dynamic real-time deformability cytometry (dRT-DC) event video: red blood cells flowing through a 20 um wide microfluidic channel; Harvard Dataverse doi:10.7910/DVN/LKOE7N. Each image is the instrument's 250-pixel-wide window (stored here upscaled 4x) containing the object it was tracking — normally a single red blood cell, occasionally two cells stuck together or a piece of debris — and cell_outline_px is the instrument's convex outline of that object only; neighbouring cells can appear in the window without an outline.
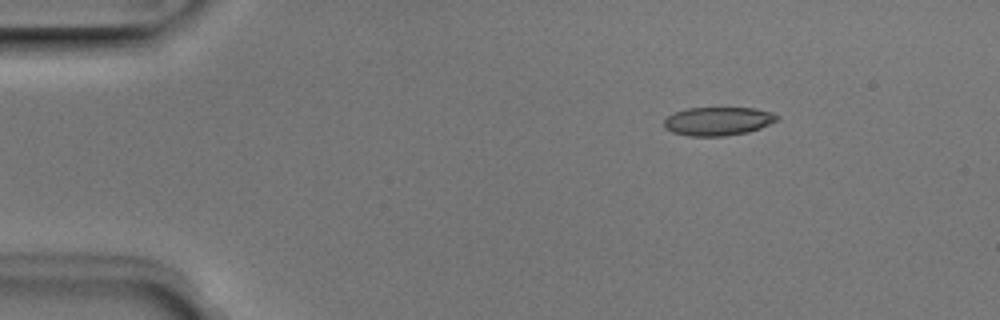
{"species": "Egyptian fruit bat (a non-hibernating species)", "species_latin": "Rousettus aegyptiacus", "temperature_condition": "room temperature", "stored_images_in_passage": 2, "camera_frame_rate_fps": 3000, "um_per_image_px": 0.085, "animal": {"sex": "male"}, "frame": {"image": 1, "passage_image": 1, "time_ms": 0.0, "image_size_px": [1000, 320], "cell_outline_px": [[780, 120], [760, 128], [748, 132], [724, 136], [688, 136], [672, 132], [664, 128], [664, 120], [668, 116], [676, 112], [688, 108], [756, 108], [772, 112], [780, 116]], "centroid_in_image_um": [61.07, 10.3], "position_along_channel_um": 23.9, "area_um2": 18.9}}